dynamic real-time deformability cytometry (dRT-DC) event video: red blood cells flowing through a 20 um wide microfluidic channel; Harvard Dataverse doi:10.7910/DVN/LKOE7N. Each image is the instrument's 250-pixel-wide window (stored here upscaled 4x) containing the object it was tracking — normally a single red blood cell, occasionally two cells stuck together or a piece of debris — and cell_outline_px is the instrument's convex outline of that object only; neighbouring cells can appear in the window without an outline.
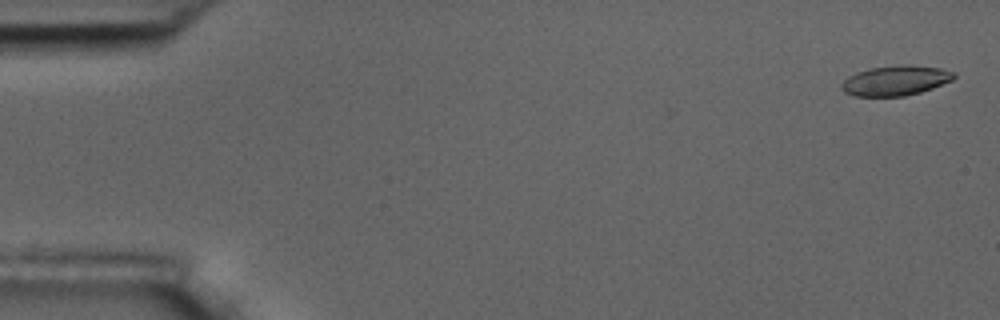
{"species": "common noctule bat (a hibernating species)", "species_latin": "Nyctalus noctula", "temperature_condition": "room temperature", "stored_images_in_passage": 5, "camera_frame_rate_fps": 3000, "um_per_image_px": 0.085, "animal": {"sex": "male", "body_mass_g": 17.5, "forearm_length_mm": 52.3}, "frame": {"image": 1, "passage_image": 1, "time_ms": 0.0, "image_size_px": [1000, 320], "cell_outline_px": [[956, 76], [952, 80], [932, 88], [920, 92], [904, 96], [856, 96], [844, 92], [840, 88], [840, 84], [848, 76], [868, 68], [904, 64], [908, 64], [940, 68], [956, 72]], "centroid_in_image_um": [76.12, 6.84], "position_along_channel_um": 8.9, "area_um2": 19.71}}
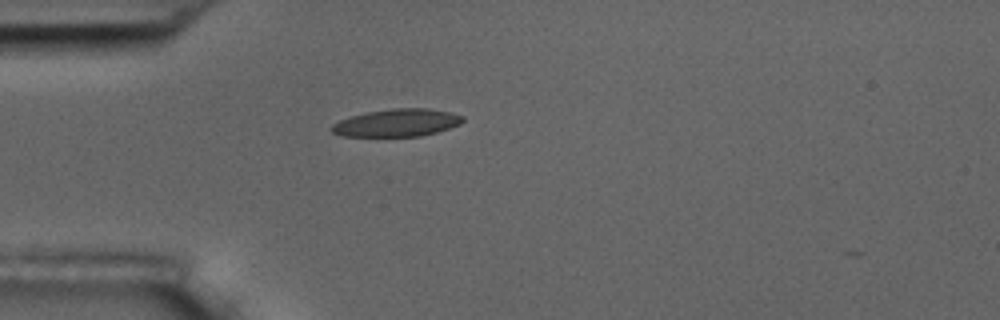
{"frame": {"image": 2, "passage_image": 5, "time_ms": 4.667, "image_size_px": [1000, 320], "cell_outline_px": [[464, 120], [460, 124], [436, 132], [420, 136], [344, 136], [332, 132], [328, 128], [332, 124], [340, 120], [352, 116], [368, 112], [392, 108], [428, 108], [452, 112], [464, 116]], "centroid_in_image_um": [33.75, 10.43], "position_along_channel_um": 51.3, "area_um2": 21.04}}